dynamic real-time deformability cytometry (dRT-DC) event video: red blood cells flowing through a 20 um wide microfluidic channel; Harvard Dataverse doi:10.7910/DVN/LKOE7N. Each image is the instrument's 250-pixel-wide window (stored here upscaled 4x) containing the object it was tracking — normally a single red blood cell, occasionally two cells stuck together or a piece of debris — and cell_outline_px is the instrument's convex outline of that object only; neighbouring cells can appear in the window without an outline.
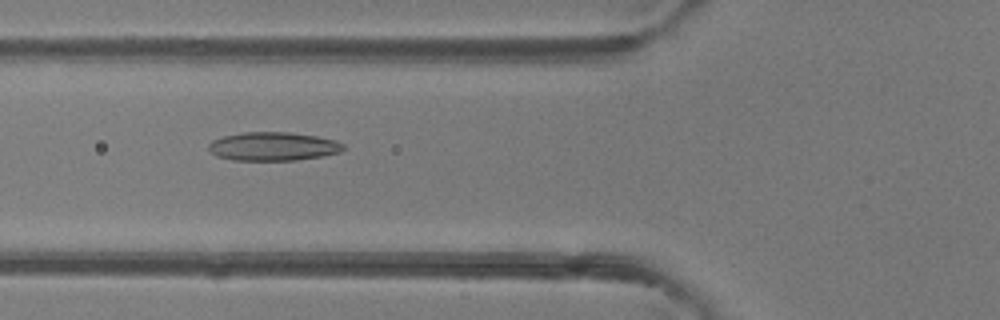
{"species": "common noctule bat (a hibernating species)", "species_latin": "Nyctalus noctula", "temperature_condition": "room temperature", "stored_images_in_passage": 3, "camera_frame_rate_fps": 3000, "um_per_image_px": 0.085, "animal": {"sex": "female"}, "frame": {"image": 1, "passage_image": 2, "time_ms": 0.333, "image_size_px": [1000, 320], "cell_outline_px": [[344, 148], [340, 152], [324, 156], [296, 160], [232, 160], [216, 156], [208, 148], [208, 144], [212, 140], [224, 136], [244, 132], [288, 132], [316, 136], [336, 140], [344, 144]], "centroid_in_image_um": [23.22, 12.44], "position_along_channel_um": 102.6, "area_um2": 22.48}}
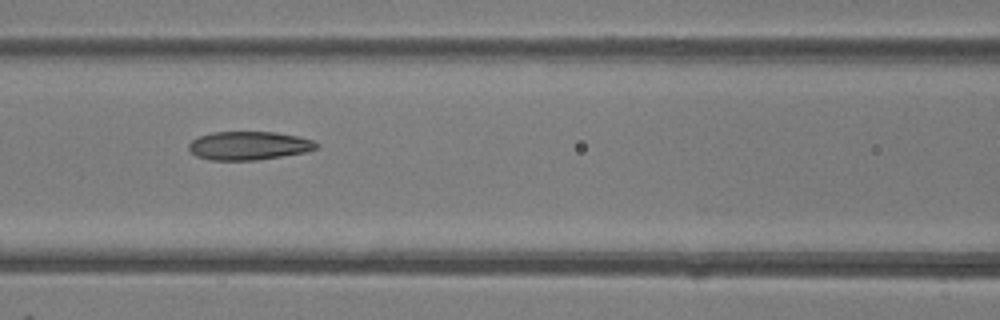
{"frame": {"image": 2, "passage_image": 3, "time_ms": 0.667, "image_size_px": [1000, 320], "cell_outline_px": [[320, 148], [304, 152], [256, 160], [208, 160], [196, 156], [188, 148], [188, 144], [192, 140], [200, 136], [212, 132], [276, 132], [296, 136], [312, 140], [320, 144]], "centroid_in_image_um": [21.15, 12.38], "position_along_channel_um": 145.5, "area_um2": 21.15}}